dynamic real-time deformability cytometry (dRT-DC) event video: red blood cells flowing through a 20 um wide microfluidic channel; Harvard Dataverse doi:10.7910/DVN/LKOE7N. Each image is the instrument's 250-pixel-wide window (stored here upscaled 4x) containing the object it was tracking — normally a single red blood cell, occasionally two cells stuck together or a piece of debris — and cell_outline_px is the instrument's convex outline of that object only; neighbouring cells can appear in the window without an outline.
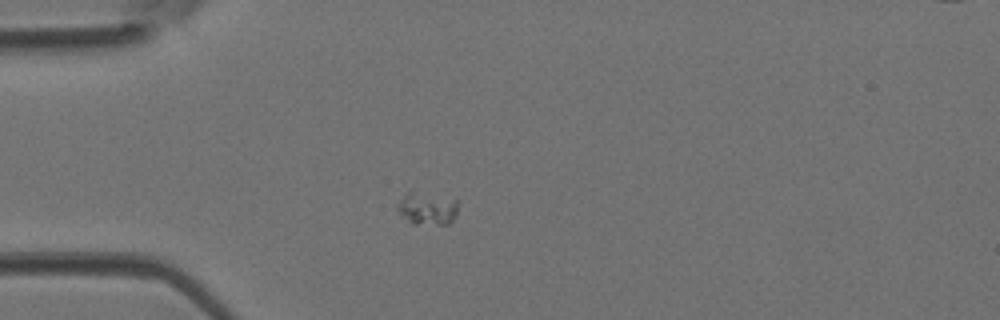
{"species": "Egyptian fruit bat (a non-hibernating species)", "species_latin": "Rousettus aegyptiacus", "temperature_condition": "room temperature", "stored_images_in_passage": 1, "camera_frame_rate_fps": 3000, "um_per_image_px": 0.085, "animal": {"sex": "female"}, "frame": {"image": 1, "passage_image": 1, "time_ms": 0.0, "image_size_px": [1000, 320], "cell_outline_px": [[460, 200], [456, 216], [448, 224], [412, 224], [400, 216], [396, 208], [396, 204], [408, 192], [412, 192]], "centroid_in_image_um": [36.32, 17.76], "position_along_channel_um": 48.7, "area_um2": 11.5}}